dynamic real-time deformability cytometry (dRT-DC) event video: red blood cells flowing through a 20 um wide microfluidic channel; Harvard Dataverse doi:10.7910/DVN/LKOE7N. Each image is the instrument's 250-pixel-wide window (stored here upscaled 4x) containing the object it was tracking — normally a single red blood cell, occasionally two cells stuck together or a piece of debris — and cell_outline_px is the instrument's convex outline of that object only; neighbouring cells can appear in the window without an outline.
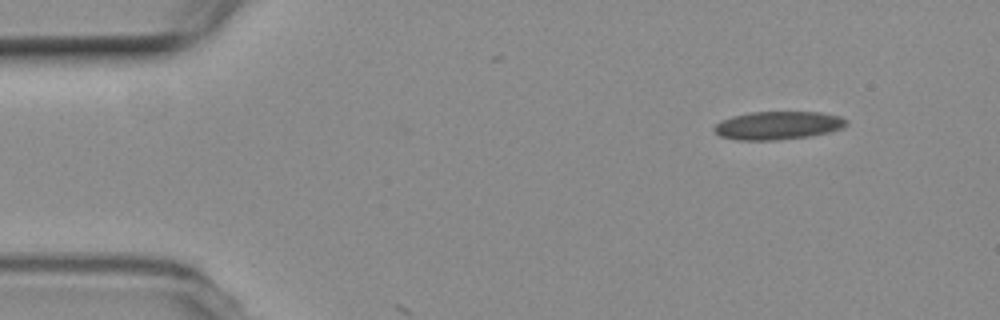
{"species": "common noctule bat (a hibernating species)", "species_latin": "Nyctalus noctula", "temperature_condition": "room temperature", "stored_images_in_passage": 4, "camera_frame_rate_fps": 3000, "um_per_image_px": 0.085, "animal": {"sex": "female", "body_mass_g": 19.3, "forearm_length_mm": 54.1}, "frame": {"image": 1, "passage_image": 1, "time_ms": 0.0, "image_size_px": [1000, 320], "cell_outline_px": [[848, 124], [844, 128], [828, 132], [808, 136], [776, 140], [736, 140], [720, 136], [712, 128], [720, 120], [732, 116], [752, 112], [820, 112], [840, 116], [848, 120]], "centroid_in_image_um": [66.13, 10.66], "position_along_channel_um": 18.9, "area_um2": 21.79}}
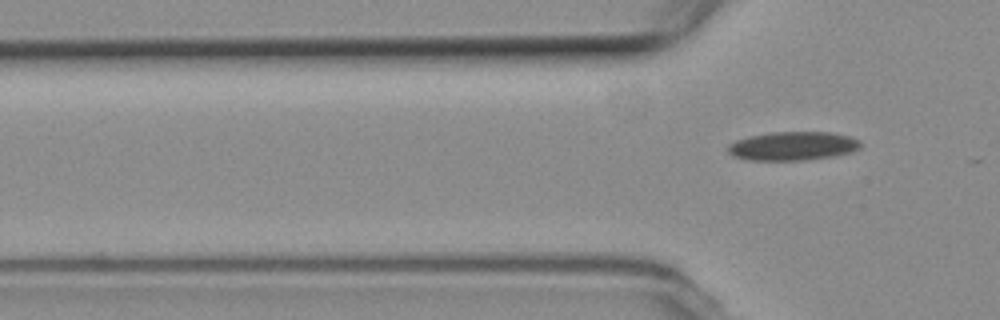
{"frame": {"image": 2, "passage_image": 4, "time_ms": 3.667, "image_size_px": [1000, 320], "cell_outline_px": [[860, 148], [848, 152], [832, 156], [804, 160], [748, 160], [732, 156], [728, 152], [728, 144], [736, 140], [748, 136], [772, 132], [828, 132], [848, 136], [860, 140]], "centroid_in_image_um": [67.33, 12.41], "position_along_channel_um": 58.5, "area_um2": 22.08}}